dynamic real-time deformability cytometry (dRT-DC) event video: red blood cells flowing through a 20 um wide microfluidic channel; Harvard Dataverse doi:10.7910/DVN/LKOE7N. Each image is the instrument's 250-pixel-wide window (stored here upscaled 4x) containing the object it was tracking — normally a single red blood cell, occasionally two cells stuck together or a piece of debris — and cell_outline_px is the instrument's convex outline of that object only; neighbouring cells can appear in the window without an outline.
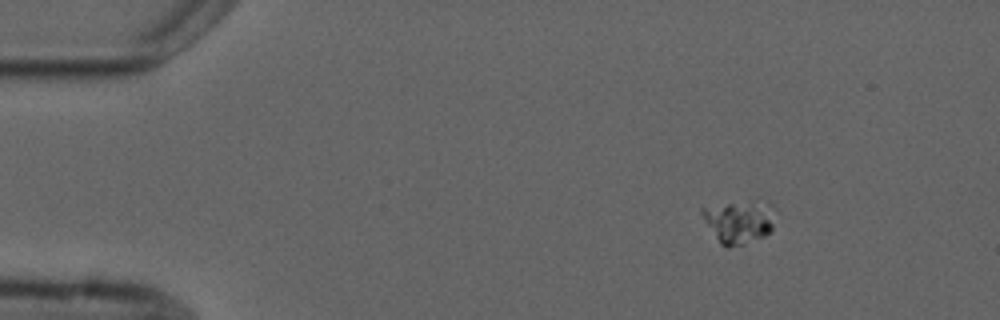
{"species": "common noctule bat (a hibernating species)", "species_latin": "Nyctalus noctula", "temperature_condition": "cold", "stored_images_in_passage": 3, "camera_frame_rate_fps": 3000, "um_per_image_px": 0.085, "animal": {"sex": "male", "forearm_length_mm": 52.5}, "frame": {"image": 1, "passage_image": 2, "time_ms": 1.333, "image_size_px": [1000, 320], "cell_outline_px": [[776, 208], [772, 228], [764, 236], [744, 244], [728, 248], [720, 244], [700, 212], [700, 208], [752, 200], [768, 200]], "centroid_in_image_um": [62.88, 18.81], "position_along_channel_um": 22.1, "area_um2": 18.44}}